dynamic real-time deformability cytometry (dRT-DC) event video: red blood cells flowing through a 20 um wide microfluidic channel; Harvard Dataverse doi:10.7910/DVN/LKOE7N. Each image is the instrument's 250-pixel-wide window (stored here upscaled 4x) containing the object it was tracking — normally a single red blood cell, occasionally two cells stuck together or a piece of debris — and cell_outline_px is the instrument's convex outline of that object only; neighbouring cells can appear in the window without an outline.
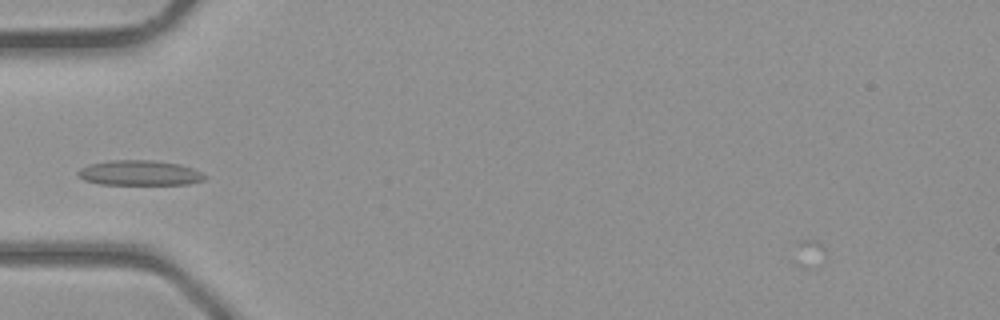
{"species": "common noctule bat (a hibernating species)", "species_latin": "Nyctalus noctula", "temperature_condition": "room temperature", "stored_images_in_passage": 29, "camera_frame_rate_fps": 3000, "um_per_image_px": 0.085, "animal": {"sex": "male", "body_mass_g": 23.1, "forearm_length_mm": 52.7}, "frame": {"image": 1, "passage_image": 1, "time_ms": 0.0, "image_size_px": [1000, 320], "cell_outline_px": [[208, 176], [204, 180], [188, 184], [100, 184], [84, 180], [76, 172], [80, 168], [88, 164], [108, 160], [152, 160], [180, 164], [192, 168]], "centroid_in_image_um": [11.85, 14.69], "position_along_channel_um": 73.1, "area_um2": 18.55}}
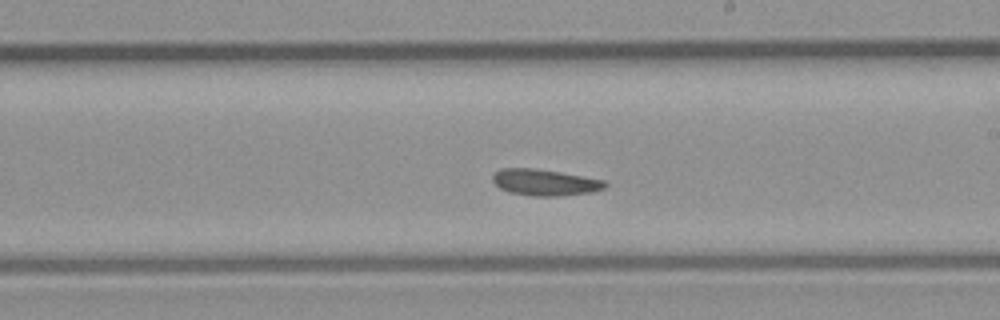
{"frame": {"image": 2, "passage_image": 11, "time_ms": 3.333, "image_size_px": [1000, 320], "cell_outline_px": [[608, 184], [604, 188], [592, 192], [564, 196], [532, 196], [508, 192], [500, 188], [492, 180], [492, 176], [500, 168], [536, 168], [584, 176], [604, 180]], "centroid_in_image_um": [46.32, 15.5], "position_along_channel_um": 242.7, "area_um2": 17.4}}
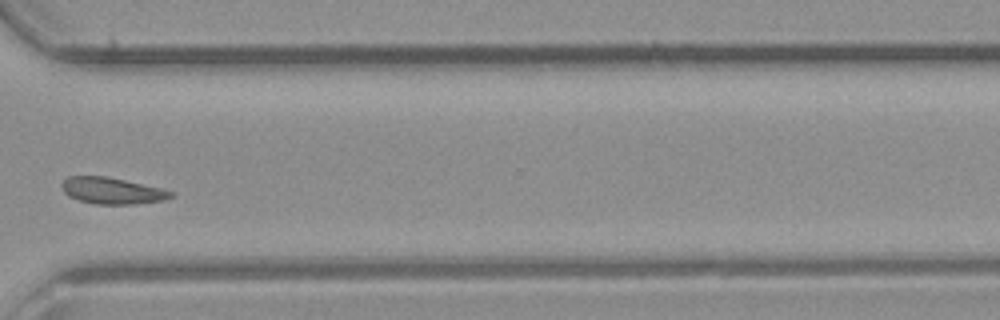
{"frame": {"image": 3, "passage_image": 18, "time_ms": 5.667, "image_size_px": [1000, 320], "cell_outline_px": [[176, 192], [168, 200], [136, 204], [92, 204], [68, 196], [64, 192], [60, 184], [68, 176], [108, 176], [164, 188]], "centroid_in_image_um": [9.58, 16.21], "position_along_channel_um": 361.0, "area_um2": 17.22}}